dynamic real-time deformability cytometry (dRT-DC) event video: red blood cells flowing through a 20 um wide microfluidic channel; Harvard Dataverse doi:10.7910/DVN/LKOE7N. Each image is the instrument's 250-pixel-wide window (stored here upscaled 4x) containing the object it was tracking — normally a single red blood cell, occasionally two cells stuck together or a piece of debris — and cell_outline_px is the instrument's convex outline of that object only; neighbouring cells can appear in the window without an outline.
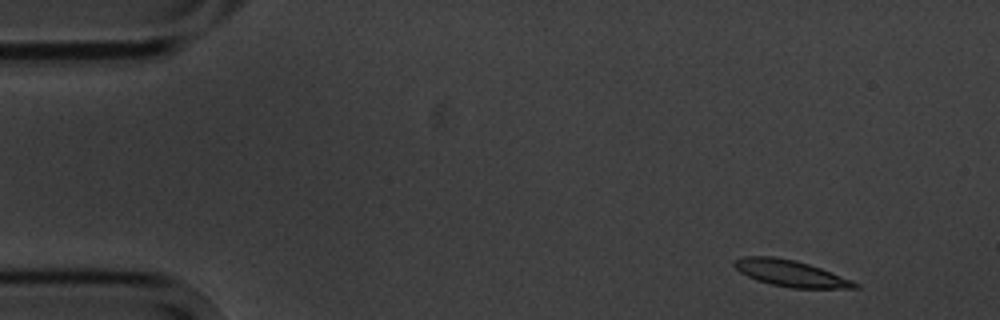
{"species": "common noctule bat (a hibernating species)", "species_latin": "Nyctalus noctula", "temperature_condition": "cold", "stored_images_in_passage": 4, "camera_frame_rate_fps": 3000, "um_per_image_px": 0.085, "animal": {"sex": "male", "body_mass_g": 20.1, "forearm_length_mm": 53.5}, "frame": {"image": 1, "passage_image": 1, "time_ms": 0.0, "image_size_px": [1000, 320], "cell_outline_px": [[860, 288], [792, 288], [772, 284], [756, 280], [740, 272], [732, 264], [732, 260], [744, 256], [772, 256], [796, 260], [820, 268], [852, 280], [860, 284]], "centroid_in_image_um": [67.18, 23.22], "position_along_channel_um": 17.8, "area_um2": 18.5}}
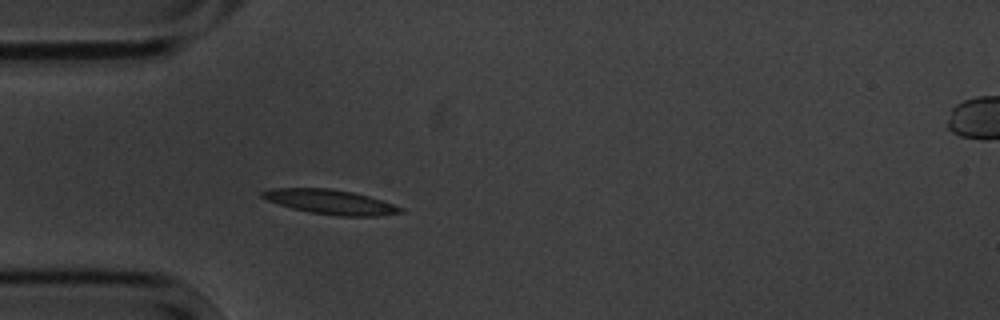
{"frame": {"image": 2, "passage_image": 4, "time_ms": 3.667, "image_size_px": [1000, 320], "cell_outline_px": [[404, 212], [376, 216], [336, 216], [308, 212], [292, 208], [268, 200], [260, 196], [260, 192], [272, 188], [328, 188], [352, 192], [368, 196], [404, 208]], "centroid_in_image_um": [28.08, 17.17], "position_along_channel_um": 56.9, "area_um2": 19.65}}